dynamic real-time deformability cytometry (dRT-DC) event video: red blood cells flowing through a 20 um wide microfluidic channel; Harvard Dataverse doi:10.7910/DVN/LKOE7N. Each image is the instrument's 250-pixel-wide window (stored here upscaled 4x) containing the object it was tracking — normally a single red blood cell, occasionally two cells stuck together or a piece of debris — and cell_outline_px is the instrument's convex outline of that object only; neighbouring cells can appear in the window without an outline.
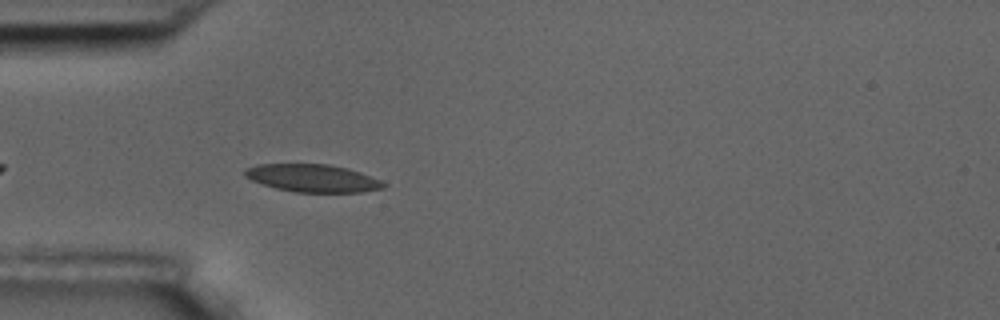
{"species": "common noctule bat (a hibernating species)", "species_latin": "Nyctalus noctula", "temperature_condition": "room temperature", "stored_images_in_passage": 34, "camera_frame_rate_fps": 3000, "um_per_image_px": 0.085, "animal": {"sex": "male", "body_mass_g": 17.5, "forearm_length_mm": 52.3}, "frame": {"image": 1, "passage_image": 5, "time_ms": 1.333, "image_size_px": [1000, 320], "cell_outline_px": [[388, 184], [384, 188], [360, 192], [292, 192], [260, 184], [244, 176], [244, 172], [248, 168], [256, 164], [328, 164], [348, 168], [360, 172], [380, 180]], "centroid_in_image_um": [26.57, 15.14], "position_along_channel_um": 58.4, "area_um2": 22.43}}
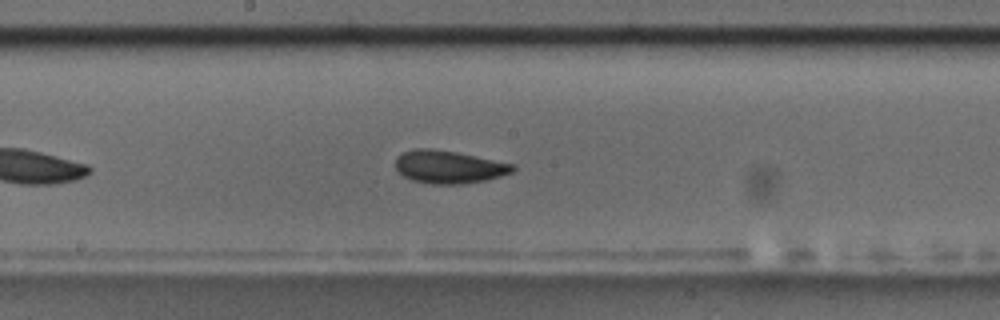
{"frame": {"image": 2, "passage_image": 18, "time_ms": 5.667, "image_size_px": [1000, 320], "cell_outline_px": [[516, 168], [512, 172], [500, 176], [484, 180], [460, 184], [432, 184], [412, 180], [404, 176], [396, 168], [396, 156], [400, 152], [416, 148], [432, 148], [456, 152], [516, 164]], "centroid_in_image_um": [38.14, 14.17], "position_along_channel_um": 210.1, "area_um2": 22.48}}
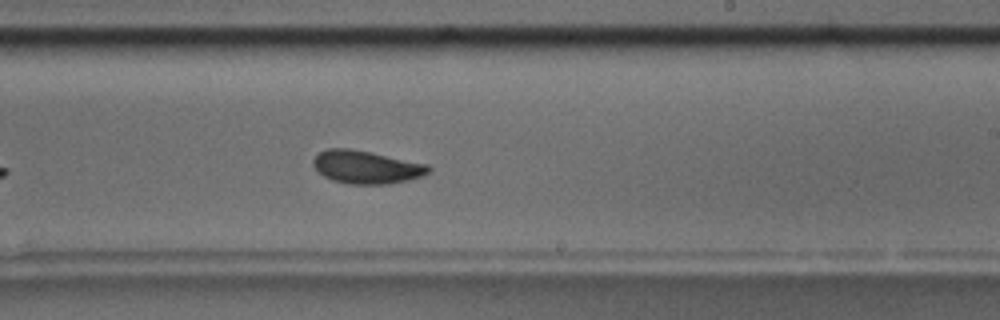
{"frame": {"image": 3, "passage_image": 22, "time_ms": 7.0, "image_size_px": [1000, 320], "cell_outline_px": [[432, 172], [424, 176], [408, 180], [388, 184], [348, 184], [332, 180], [324, 176], [312, 164], [312, 160], [320, 152], [328, 148], [352, 148], [428, 164], [432, 168]], "centroid_in_image_um": [31.18, 14.2], "position_along_channel_um": 257.8, "area_um2": 22.37}, "authors_computed_cell_mechanics": {"area_um2": 21.7617, "velocity_mm_per_s": 3.6054, "shape_relaxation_time_tau1_ms": 6.3321, "shape_relaxation_time_tau2_ms": 2.952, "deformation_change_tau1": 0.1706, "deformation_change_tau2": 0.0676}}